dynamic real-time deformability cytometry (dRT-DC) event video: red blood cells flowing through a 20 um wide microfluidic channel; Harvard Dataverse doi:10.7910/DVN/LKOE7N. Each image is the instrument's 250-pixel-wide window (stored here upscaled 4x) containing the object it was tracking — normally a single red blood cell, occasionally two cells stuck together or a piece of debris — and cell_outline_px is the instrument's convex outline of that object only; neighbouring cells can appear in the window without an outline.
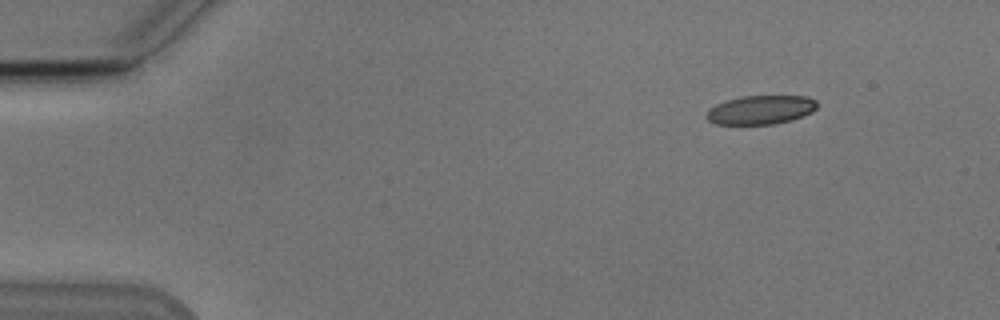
{"species": "Egyptian fruit bat (a non-hibernating species)", "species_latin": "Rousettus aegyptiacus", "temperature_condition": "cold", "stored_images_in_passage": 8, "camera_frame_rate_fps": 3000, "um_per_image_px": 0.085, "animal": {"sex": "male"}, "frame": {"image": 1, "passage_image": 1, "time_ms": 0.0, "image_size_px": [1000, 320], "cell_outline_px": [[816, 108], [812, 112], [792, 120], [772, 124], [716, 124], [708, 120], [704, 116], [708, 108], [724, 100], [740, 96], [808, 96], [816, 100]], "centroid_in_image_um": [64.61, 9.33], "position_along_channel_um": 20.4, "area_um2": 18.79}}